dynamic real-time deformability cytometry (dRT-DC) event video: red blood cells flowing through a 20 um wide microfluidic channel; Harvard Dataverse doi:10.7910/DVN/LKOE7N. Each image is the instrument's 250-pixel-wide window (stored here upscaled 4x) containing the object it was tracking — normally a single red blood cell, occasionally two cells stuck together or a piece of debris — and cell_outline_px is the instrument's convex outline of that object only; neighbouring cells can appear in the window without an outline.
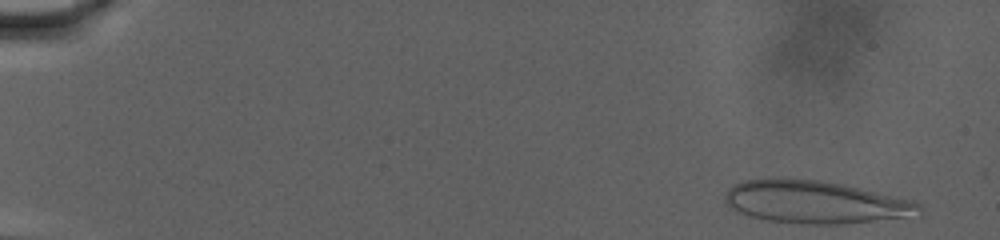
{"species": "human", "species_latin": "Homo sapiens", "temperature_condition": "warm", "stored_images_in_passage": 72, "camera_frame_rate_fps": 3000, "um_per_image_px": 0.085, "donor": {"sex": "male"}, "frame": {"image": 1, "passage_image": 3, "time_ms": 0.667, "image_size_px": [1000, 240], "cell_outline_px": [[920, 208], [904, 216], [840, 224], [800, 224], [764, 220], [736, 212], [724, 200], [724, 196], [728, 188], [744, 180], [820, 180], [840, 184], [912, 200], [920, 204]], "centroid_in_image_um": [69.17, 17.19], "position_along_channel_um": 15.8, "area_um2": 46.76}}
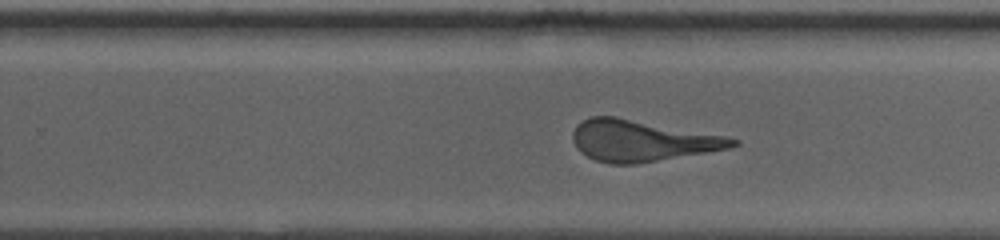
{"frame": {"image": 2, "passage_image": 47, "time_ms": 15.333, "image_size_px": [1000, 240], "cell_outline_px": [[740, 144], [728, 148], [636, 164], [608, 164], [596, 160], [580, 152], [576, 148], [572, 140], [572, 132], [576, 124], [592, 116], [616, 116], [724, 136], [740, 140]], "centroid_in_image_um": [54.49, 11.95], "position_along_channel_um": 275.3, "area_um2": 38.15}}
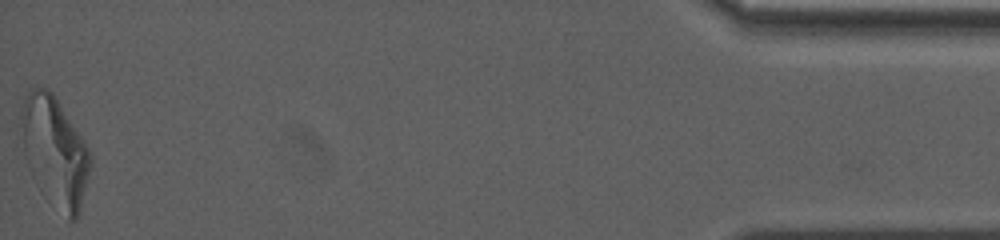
{"frame": {"image": 3, "passage_image": 72, "time_ms": 23.667, "image_size_px": [1000, 240], "cell_outline_px": [[92, 164], [80, 212], [76, 220], [68, 220], [24, 152], [20, 116], [20, 112], [24, 96], [28, 88], [48, 88], [52, 92], [84, 140], [92, 156]], "centroid_in_image_um": [4.73, 12.71], "position_along_channel_um": 430.5, "area_um2": 41.91}}